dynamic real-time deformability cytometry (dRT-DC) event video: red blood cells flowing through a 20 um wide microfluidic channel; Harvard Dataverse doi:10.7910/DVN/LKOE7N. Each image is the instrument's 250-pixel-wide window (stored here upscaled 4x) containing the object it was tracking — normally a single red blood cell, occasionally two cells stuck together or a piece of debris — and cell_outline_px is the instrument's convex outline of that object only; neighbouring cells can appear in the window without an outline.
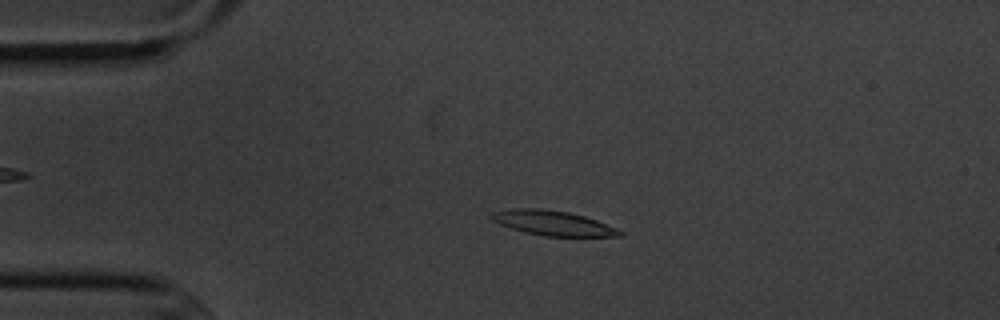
{"species": "common noctule bat (a hibernating species)", "species_latin": "Nyctalus noctula", "temperature_condition": "cold", "stored_images_in_passage": 3, "camera_frame_rate_fps": 3000, "um_per_image_px": 0.085, "animal": {"sex": "male", "body_mass_g": 20.1, "forearm_length_mm": 53.5}, "frame": {"image": 1, "passage_image": 2, "time_ms": 1.0, "image_size_px": [1000, 320], "cell_outline_px": [[624, 236], [544, 236], [524, 232], [500, 224], [492, 220], [488, 216], [492, 212], [512, 208], [540, 208], [568, 212], [584, 216], [596, 220], [616, 228], [624, 232]], "centroid_in_image_um": [46.97, 18.95], "position_along_channel_um": 38.0, "area_um2": 18.5}}